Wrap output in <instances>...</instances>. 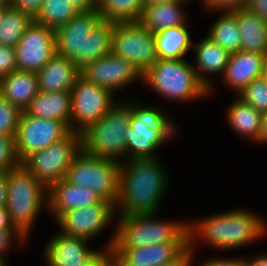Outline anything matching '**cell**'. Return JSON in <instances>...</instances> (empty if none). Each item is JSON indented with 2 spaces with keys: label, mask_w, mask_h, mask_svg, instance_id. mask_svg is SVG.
Masks as SVG:
<instances>
[{
  "label": "cell",
  "mask_w": 267,
  "mask_h": 266,
  "mask_svg": "<svg viewBox=\"0 0 267 266\" xmlns=\"http://www.w3.org/2000/svg\"><path fill=\"white\" fill-rule=\"evenodd\" d=\"M97 203H111L102 199L89 188L73 185L65 178L48 188V209L57 221L65 212L91 206Z\"/></svg>",
  "instance_id": "d6986e66"
},
{
  "label": "cell",
  "mask_w": 267,
  "mask_h": 266,
  "mask_svg": "<svg viewBox=\"0 0 267 266\" xmlns=\"http://www.w3.org/2000/svg\"><path fill=\"white\" fill-rule=\"evenodd\" d=\"M262 53L239 50L230 54L222 82L238 95L251 81L262 77Z\"/></svg>",
  "instance_id": "ffe728a7"
},
{
  "label": "cell",
  "mask_w": 267,
  "mask_h": 266,
  "mask_svg": "<svg viewBox=\"0 0 267 266\" xmlns=\"http://www.w3.org/2000/svg\"><path fill=\"white\" fill-rule=\"evenodd\" d=\"M200 1V0H199ZM204 9L223 10L240 6V0H201Z\"/></svg>",
  "instance_id": "60d3db41"
},
{
  "label": "cell",
  "mask_w": 267,
  "mask_h": 266,
  "mask_svg": "<svg viewBox=\"0 0 267 266\" xmlns=\"http://www.w3.org/2000/svg\"><path fill=\"white\" fill-rule=\"evenodd\" d=\"M27 241L17 230H0V258L6 259V253L13 247L14 243L16 245L18 242L17 244L22 247Z\"/></svg>",
  "instance_id": "d590c367"
},
{
  "label": "cell",
  "mask_w": 267,
  "mask_h": 266,
  "mask_svg": "<svg viewBox=\"0 0 267 266\" xmlns=\"http://www.w3.org/2000/svg\"><path fill=\"white\" fill-rule=\"evenodd\" d=\"M244 266H267V252L266 253H260L259 255L252 256V258L249 259L244 257Z\"/></svg>",
  "instance_id": "bcb514c9"
},
{
  "label": "cell",
  "mask_w": 267,
  "mask_h": 266,
  "mask_svg": "<svg viewBox=\"0 0 267 266\" xmlns=\"http://www.w3.org/2000/svg\"><path fill=\"white\" fill-rule=\"evenodd\" d=\"M81 149V133L71 132L61 141L29 155L21 164L49 188L66 177L69 166Z\"/></svg>",
  "instance_id": "30bf717a"
},
{
  "label": "cell",
  "mask_w": 267,
  "mask_h": 266,
  "mask_svg": "<svg viewBox=\"0 0 267 266\" xmlns=\"http://www.w3.org/2000/svg\"><path fill=\"white\" fill-rule=\"evenodd\" d=\"M194 254L195 252L188 246L177 258L161 266H192L193 261L196 260Z\"/></svg>",
  "instance_id": "b9f144b4"
},
{
  "label": "cell",
  "mask_w": 267,
  "mask_h": 266,
  "mask_svg": "<svg viewBox=\"0 0 267 266\" xmlns=\"http://www.w3.org/2000/svg\"><path fill=\"white\" fill-rule=\"evenodd\" d=\"M33 19L25 13L6 7L0 24V45L15 47Z\"/></svg>",
  "instance_id": "4dcf8cb0"
},
{
  "label": "cell",
  "mask_w": 267,
  "mask_h": 266,
  "mask_svg": "<svg viewBox=\"0 0 267 266\" xmlns=\"http://www.w3.org/2000/svg\"><path fill=\"white\" fill-rule=\"evenodd\" d=\"M36 74L39 91L70 92L81 73L73 61L55 54Z\"/></svg>",
  "instance_id": "7402d4cb"
},
{
  "label": "cell",
  "mask_w": 267,
  "mask_h": 266,
  "mask_svg": "<svg viewBox=\"0 0 267 266\" xmlns=\"http://www.w3.org/2000/svg\"><path fill=\"white\" fill-rule=\"evenodd\" d=\"M169 178L159 157L121 161L115 214L158 213L167 193Z\"/></svg>",
  "instance_id": "6da1fadb"
},
{
  "label": "cell",
  "mask_w": 267,
  "mask_h": 266,
  "mask_svg": "<svg viewBox=\"0 0 267 266\" xmlns=\"http://www.w3.org/2000/svg\"><path fill=\"white\" fill-rule=\"evenodd\" d=\"M260 113L267 112V79L259 77L251 81L238 95Z\"/></svg>",
  "instance_id": "d6a6232c"
},
{
  "label": "cell",
  "mask_w": 267,
  "mask_h": 266,
  "mask_svg": "<svg viewBox=\"0 0 267 266\" xmlns=\"http://www.w3.org/2000/svg\"><path fill=\"white\" fill-rule=\"evenodd\" d=\"M245 7L267 20V0H248Z\"/></svg>",
  "instance_id": "7bdbcfd3"
},
{
  "label": "cell",
  "mask_w": 267,
  "mask_h": 266,
  "mask_svg": "<svg viewBox=\"0 0 267 266\" xmlns=\"http://www.w3.org/2000/svg\"><path fill=\"white\" fill-rule=\"evenodd\" d=\"M213 13H220L219 17L212 23L208 30L209 37L216 44L228 51L230 54L238 52L241 44V34L237 25L236 16L228 9L213 10ZM223 12V13H222Z\"/></svg>",
  "instance_id": "f1b7e54d"
},
{
  "label": "cell",
  "mask_w": 267,
  "mask_h": 266,
  "mask_svg": "<svg viewBox=\"0 0 267 266\" xmlns=\"http://www.w3.org/2000/svg\"><path fill=\"white\" fill-rule=\"evenodd\" d=\"M7 189V173H0V208H6Z\"/></svg>",
  "instance_id": "f6af8a7d"
},
{
  "label": "cell",
  "mask_w": 267,
  "mask_h": 266,
  "mask_svg": "<svg viewBox=\"0 0 267 266\" xmlns=\"http://www.w3.org/2000/svg\"><path fill=\"white\" fill-rule=\"evenodd\" d=\"M27 115L58 120L70 129L72 102L70 92H42L26 107Z\"/></svg>",
  "instance_id": "cb8c5ba5"
},
{
  "label": "cell",
  "mask_w": 267,
  "mask_h": 266,
  "mask_svg": "<svg viewBox=\"0 0 267 266\" xmlns=\"http://www.w3.org/2000/svg\"><path fill=\"white\" fill-rule=\"evenodd\" d=\"M189 242H164L147 247L112 248L113 266H161L177 258Z\"/></svg>",
  "instance_id": "e0dca14e"
},
{
  "label": "cell",
  "mask_w": 267,
  "mask_h": 266,
  "mask_svg": "<svg viewBox=\"0 0 267 266\" xmlns=\"http://www.w3.org/2000/svg\"><path fill=\"white\" fill-rule=\"evenodd\" d=\"M139 103L133 98L130 100L127 160L157 158L156 150L178 133L174 121L159 106Z\"/></svg>",
  "instance_id": "5b68a950"
},
{
  "label": "cell",
  "mask_w": 267,
  "mask_h": 266,
  "mask_svg": "<svg viewBox=\"0 0 267 266\" xmlns=\"http://www.w3.org/2000/svg\"><path fill=\"white\" fill-rule=\"evenodd\" d=\"M0 230H16L11 224L6 208H0Z\"/></svg>",
  "instance_id": "7dc6e473"
},
{
  "label": "cell",
  "mask_w": 267,
  "mask_h": 266,
  "mask_svg": "<svg viewBox=\"0 0 267 266\" xmlns=\"http://www.w3.org/2000/svg\"><path fill=\"white\" fill-rule=\"evenodd\" d=\"M10 5V0H0V8H6Z\"/></svg>",
  "instance_id": "816d5d0a"
},
{
  "label": "cell",
  "mask_w": 267,
  "mask_h": 266,
  "mask_svg": "<svg viewBox=\"0 0 267 266\" xmlns=\"http://www.w3.org/2000/svg\"><path fill=\"white\" fill-rule=\"evenodd\" d=\"M81 266H113L112 248L102 247V250L100 249L89 261Z\"/></svg>",
  "instance_id": "f35d334b"
},
{
  "label": "cell",
  "mask_w": 267,
  "mask_h": 266,
  "mask_svg": "<svg viewBox=\"0 0 267 266\" xmlns=\"http://www.w3.org/2000/svg\"><path fill=\"white\" fill-rule=\"evenodd\" d=\"M262 218L252 210L237 208L189 221V246L196 252L201 240L220 251L240 249L266 237L267 224Z\"/></svg>",
  "instance_id": "7a4b0ae2"
},
{
  "label": "cell",
  "mask_w": 267,
  "mask_h": 266,
  "mask_svg": "<svg viewBox=\"0 0 267 266\" xmlns=\"http://www.w3.org/2000/svg\"><path fill=\"white\" fill-rule=\"evenodd\" d=\"M14 49L17 70L37 73L56 54L55 32L33 20Z\"/></svg>",
  "instance_id": "5bb4252c"
},
{
  "label": "cell",
  "mask_w": 267,
  "mask_h": 266,
  "mask_svg": "<svg viewBox=\"0 0 267 266\" xmlns=\"http://www.w3.org/2000/svg\"><path fill=\"white\" fill-rule=\"evenodd\" d=\"M17 70L14 47L0 45V80Z\"/></svg>",
  "instance_id": "8d00e7d4"
},
{
  "label": "cell",
  "mask_w": 267,
  "mask_h": 266,
  "mask_svg": "<svg viewBox=\"0 0 267 266\" xmlns=\"http://www.w3.org/2000/svg\"><path fill=\"white\" fill-rule=\"evenodd\" d=\"M169 1H176V0H144L145 6L152 5L156 3H164Z\"/></svg>",
  "instance_id": "f907efd6"
},
{
  "label": "cell",
  "mask_w": 267,
  "mask_h": 266,
  "mask_svg": "<svg viewBox=\"0 0 267 266\" xmlns=\"http://www.w3.org/2000/svg\"><path fill=\"white\" fill-rule=\"evenodd\" d=\"M38 92L35 72L16 70L0 80V95L22 112Z\"/></svg>",
  "instance_id": "d4e9b609"
},
{
  "label": "cell",
  "mask_w": 267,
  "mask_h": 266,
  "mask_svg": "<svg viewBox=\"0 0 267 266\" xmlns=\"http://www.w3.org/2000/svg\"><path fill=\"white\" fill-rule=\"evenodd\" d=\"M70 95V130L78 133L99 121L119 100L110 90L87 81L81 75L76 79Z\"/></svg>",
  "instance_id": "7c38bea8"
},
{
  "label": "cell",
  "mask_w": 267,
  "mask_h": 266,
  "mask_svg": "<svg viewBox=\"0 0 267 266\" xmlns=\"http://www.w3.org/2000/svg\"><path fill=\"white\" fill-rule=\"evenodd\" d=\"M180 25L154 33L156 53L160 59H185L194 45L189 27Z\"/></svg>",
  "instance_id": "83f0119b"
},
{
  "label": "cell",
  "mask_w": 267,
  "mask_h": 266,
  "mask_svg": "<svg viewBox=\"0 0 267 266\" xmlns=\"http://www.w3.org/2000/svg\"><path fill=\"white\" fill-rule=\"evenodd\" d=\"M78 12L97 10L98 0H68Z\"/></svg>",
  "instance_id": "ee69618b"
},
{
  "label": "cell",
  "mask_w": 267,
  "mask_h": 266,
  "mask_svg": "<svg viewBox=\"0 0 267 266\" xmlns=\"http://www.w3.org/2000/svg\"><path fill=\"white\" fill-rule=\"evenodd\" d=\"M5 9L6 8H0V24H1V21H2V18H3L4 12H5Z\"/></svg>",
  "instance_id": "db71d44e"
},
{
  "label": "cell",
  "mask_w": 267,
  "mask_h": 266,
  "mask_svg": "<svg viewBox=\"0 0 267 266\" xmlns=\"http://www.w3.org/2000/svg\"><path fill=\"white\" fill-rule=\"evenodd\" d=\"M43 1L44 0H10V5L35 20L41 11Z\"/></svg>",
  "instance_id": "74e56055"
},
{
  "label": "cell",
  "mask_w": 267,
  "mask_h": 266,
  "mask_svg": "<svg viewBox=\"0 0 267 266\" xmlns=\"http://www.w3.org/2000/svg\"><path fill=\"white\" fill-rule=\"evenodd\" d=\"M142 82L164 99L179 103L205 99L209 89L199 80L187 59H160L142 75Z\"/></svg>",
  "instance_id": "52a82bcc"
},
{
  "label": "cell",
  "mask_w": 267,
  "mask_h": 266,
  "mask_svg": "<svg viewBox=\"0 0 267 266\" xmlns=\"http://www.w3.org/2000/svg\"><path fill=\"white\" fill-rule=\"evenodd\" d=\"M111 53L132 63L143 75L158 59L154 33L140 21L114 23Z\"/></svg>",
  "instance_id": "8fae6325"
},
{
  "label": "cell",
  "mask_w": 267,
  "mask_h": 266,
  "mask_svg": "<svg viewBox=\"0 0 267 266\" xmlns=\"http://www.w3.org/2000/svg\"><path fill=\"white\" fill-rule=\"evenodd\" d=\"M78 13L68 0H44L35 21L55 31Z\"/></svg>",
  "instance_id": "1f68e13d"
},
{
  "label": "cell",
  "mask_w": 267,
  "mask_h": 266,
  "mask_svg": "<svg viewBox=\"0 0 267 266\" xmlns=\"http://www.w3.org/2000/svg\"><path fill=\"white\" fill-rule=\"evenodd\" d=\"M185 2H188V0H176L147 5L144 7L140 22L152 33L185 25L189 21L186 12L183 10V4Z\"/></svg>",
  "instance_id": "484cf974"
},
{
  "label": "cell",
  "mask_w": 267,
  "mask_h": 266,
  "mask_svg": "<svg viewBox=\"0 0 267 266\" xmlns=\"http://www.w3.org/2000/svg\"><path fill=\"white\" fill-rule=\"evenodd\" d=\"M198 266H244V258L241 256L227 258V257H212L208 258L206 261L204 260L200 265Z\"/></svg>",
  "instance_id": "ab89813d"
},
{
  "label": "cell",
  "mask_w": 267,
  "mask_h": 266,
  "mask_svg": "<svg viewBox=\"0 0 267 266\" xmlns=\"http://www.w3.org/2000/svg\"><path fill=\"white\" fill-rule=\"evenodd\" d=\"M21 165L15 147V136L0 135V173Z\"/></svg>",
  "instance_id": "e575fe53"
},
{
  "label": "cell",
  "mask_w": 267,
  "mask_h": 266,
  "mask_svg": "<svg viewBox=\"0 0 267 266\" xmlns=\"http://www.w3.org/2000/svg\"><path fill=\"white\" fill-rule=\"evenodd\" d=\"M71 132L63 122L30 116L23 111L15 133V147L20 162L29 155L61 141Z\"/></svg>",
  "instance_id": "4fadbf2b"
},
{
  "label": "cell",
  "mask_w": 267,
  "mask_h": 266,
  "mask_svg": "<svg viewBox=\"0 0 267 266\" xmlns=\"http://www.w3.org/2000/svg\"><path fill=\"white\" fill-rule=\"evenodd\" d=\"M194 44L195 61L193 67L199 80L209 89V94L212 95L215 85H213L214 83L208 75L218 74L222 77L230 53L207 36H203V39Z\"/></svg>",
  "instance_id": "44dd1931"
},
{
  "label": "cell",
  "mask_w": 267,
  "mask_h": 266,
  "mask_svg": "<svg viewBox=\"0 0 267 266\" xmlns=\"http://www.w3.org/2000/svg\"><path fill=\"white\" fill-rule=\"evenodd\" d=\"M262 76H267V51L264 53L263 57Z\"/></svg>",
  "instance_id": "681fc988"
},
{
  "label": "cell",
  "mask_w": 267,
  "mask_h": 266,
  "mask_svg": "<svg viewBox=\"0 0 267 266\" xmlns=\"http://www.w3.org/2000/svg\"><path fill=\"white\" fill-rule=\"evenodd\" d=\"M115 216L113 203H97L67 211L55 223L61 233L91 241L101 235Z\"/></svg>",
  "instance_id": "9a60e30c"
},
{
  "label": "cell",
  "mask_w": 267,
  "mask_h": 266,
  "mask_svg": "<svg viewBox=\"0 0 267 266\" xmlns=\"http://www.w3.org/2000/svg\"><path fill=\"white\" fill-rule=\"evenodd\" d=\"M80 73L87 81L110 90L114 95L133 82H142V74L132 63L112 53L89 62Z\"/></svg>",
  "instance_id": "2e32d148"
},
{
  "label": "cell",
  "mask_w": 267,
  "mask_h": 266,
  "mask_svg": "<svg viewBox=\"0 0 267 266\" xmlns=\"http://www.w3.org/2000/svg\"><path fill=\"white\" fill-rule=\"evenodd\" d=\"M0 266H9L7 259L0 258Z\"/></svg>",
  "instance_id": "f5cc1de1"
},
{
  "label": "cell",
  "mask_w": 267,
  "mask_h": 266,
  "mask_svg": "<svg viewBox=\"0 0 267 266\" xmlns=\"http://www.w3.org/2000/svg\"><path fill=\"white\" fill-rule=\"evenodd\" d=\"M259 143L267 144V112L262 113L260 131H259Z\"/></svg>",
  "instance_id": "c3c4849f"
},
{
  "label": "cell",
  "mask_w": 267,
  "mask_h": 266,
  "mask_svg": "<svg viewBox=\"0 0 267 266\" xmlns=\"http://www.w3.org/2000/svg\"><path fill=\"white\" fill-rule=\"evenodd\" d=\"M248 0H240V6H245V3L247 2Z\"/></svg>",
  "instance_id": "11a10c76"
},
{
  "label": "cell",
  "mask_w": 267,
  "mask_h": 266,
  "mask_svg": "<svg viewBox=\"0 0 267 266\" xmlns=\"http://www.w3.org/2000/svg\"><path fill=\"white\" fill-rule=\"evenodd\" d=\"M231 103L226 108V121L228 120L232 131L234 130L241 138L244 137V139H248L249 141L252 140L259 145L262 113L245 103L238 96Z\"/></svg>",
  "instance_id": "4316f807"
},
{
  "label": "cell",
  "mask_w": 267,
  "mask_h": 266,
  "mask_svg": "<svg viewBox=\"0 0 267 266\" xmlns=\"http://www.w3.org/2000/svg\"><path fill=\"white\" fill-rule=\"evenodd\" d=\"M229 10L236 16L241 34L240 50L264 54L267 51V20L245 6Z\"/></svg>",
  "instance_id": "603a6c76"
},
{
  "label": "cell",
  "mask_w": 267,
  "mask_h": 266,
  "mask_svg": "<svg viewBox=\"0 0 267 266\" xmlns=\"http://www.w3.org/2000/svg\"><path fill=\"white\" fill-rule=\"evenodd\" d=\"M89 240L72 237L58 231L44 247L47 266H81L89 261L99 249L87 245Z\"/></svg>",
  "instance_id": "ac0fdd59"
},
{
  "label": "cell",
  "mask_w": 267,
  "mask_h": 266,
  "mask_svg": "<svg viewBox=\"0 0 267 266\" xmlns=\"http://www.w3.org/2000/svg\"><path fill=\"white\" fill-rule=\"evenodd\" d=\"M22 111L0 95V135L15 136Z\"/></svg>",
  "instance_id": "836d02e7"
},
{
  "label": "cell",
  "mask_w": 267,
  "mask_h": 266,
  "mask_svg": "<svg viewBox=\"0 0 267 266\" xmlns=\"http://www.w3.org/2000/svg\"><path fill=\"white\" fill-rule=\"evenodd\" d=\"M65 179L73 184L96 192L114 205L119 197L120 162L105 157H95L81 151L74 157Z\"/></svg>",
  "instance_id": "9c48e42d"
},
{
  "label": "cell",
  "mask_w": 267,
  "mask_h": 266,
  "mask_svg": "<svg viewBox=\"0 0 267 266\" xmlns=\"http://www.w3.org/2000/svg\"><path fill=\"white\" fill-rule=\"evenodd\" d=\"M157 214L116 216L118 224L104 248H134L164 242H189L188 220L168 221L158 219Z\"/></svg>",
  "instance_id": "277c9868"
},
{
  "label": "cell",
  "mask_w": 267,
  "mask_h": 266,
  "mask_svg": "<svg viewBox=\"0 0 267 266\" xmlns=\"http://www.w3.org/2000/svg\"><path fill=\"white\" fill-rule=\"evenodd\" d=\"M144 0H98L101 20L120 23L140 21L144 12Z\"/></svg>",
  "instance_id": "f546056e"
},
{
  "label": "cell",
  "mask_w": 267,
  "mask_h": 266,
  "mask_svg": "<svg viewBox=\"0 0 267 266\" xmlns=\"http://www.w3.org/2000/svg\"><path fill=\"white\" fill-rule=\"evenodd\" d=\"M130 119V99H120L105 116L81 132L82 150L95 157L127 160Z\"/></svg>",
  "instance_id": "ba28073f"
},
{
  "label": "cell",
  "mask_w": 267,
  "mask_h": 266,
  "mask_svg": "<svg viewBox=\"0 0 267 266\" xmlns=\"http://www.w3.org/2000/svg\"><path fill=\"white\" fill-rule=\"evenodd\" d=\"M113 22L101 20L98 10L79 12L55 32L56 54L80 69L111 53Z\"/></svg>",
  "instance_id": "3957f363"
},
{
  "label": "cell",
  "mask_w": 267,
  "mask_h": 266,
  "mask_svg": "<svg viewBox=\"0 0 267 266\" xmlns=\"http://www.w3.org/2000/svg\"><path fill=\"white\" fill-rule=\"evenodd\" d=\"M6 209L12 226L27 240L38 215L48 209V188L22 164L7 172Z\"/></svg>",
  "instance_id": "8992f818"
}]
</instances>
